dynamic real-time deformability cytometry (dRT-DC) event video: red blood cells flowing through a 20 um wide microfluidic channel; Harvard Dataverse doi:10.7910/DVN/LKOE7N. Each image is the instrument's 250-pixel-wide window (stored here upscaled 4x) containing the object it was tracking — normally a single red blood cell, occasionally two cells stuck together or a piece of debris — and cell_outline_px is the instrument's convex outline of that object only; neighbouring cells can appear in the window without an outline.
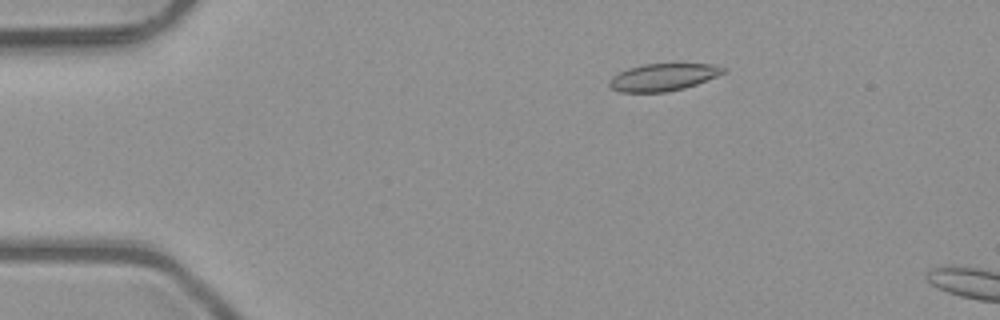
{"species": "common noctule bat (a hibernating species)", "species_latin": "Nyctalus noctula", "temperature_condition": "room temperature", "stored_images_in_passage": 3, "camera_frame_rate_fps": 3000, "um_per_image_px": 0.085, "animal": {"sex": "male", "body_mass_g": 23.1, "forearm_length_mm": 52.7}, "frame": {"image": 1, "passage_image": 1, "time_ms": 0.0, "image_size_px": [1000, 320], "cell_outline_px": [[724, 72], [716, 76], [696, 84], [684, 88], [668, 92], [620, 92], [612, 88], [608, 84], [608, 80], [612, 76], [628, 68], [644, 64], [712, 64], [724, 68]], "centroid_in_image_um": [56.31, 6.56], "position_along_channel_um": 28.7, "area_um2": 17.92}}